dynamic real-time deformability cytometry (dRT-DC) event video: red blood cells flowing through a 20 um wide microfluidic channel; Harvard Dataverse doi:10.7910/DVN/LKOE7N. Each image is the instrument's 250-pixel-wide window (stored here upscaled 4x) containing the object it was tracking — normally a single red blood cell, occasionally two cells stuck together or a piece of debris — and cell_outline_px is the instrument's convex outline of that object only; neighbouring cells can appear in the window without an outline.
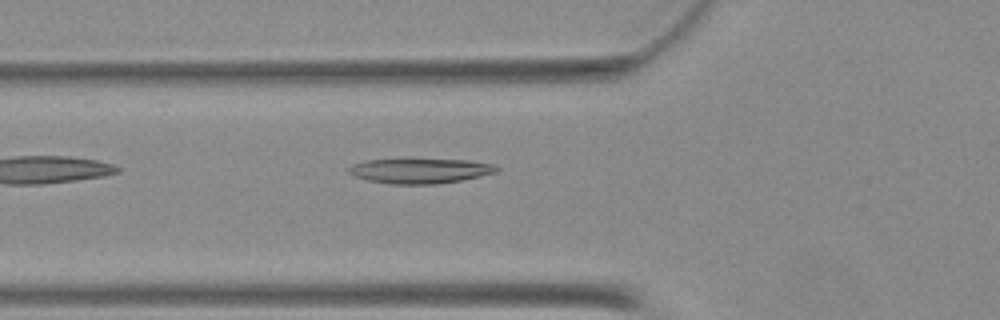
{"species": "Egyptian fruit bat (a non-hibernating species)", "species_latin": "Rousettus aegyptiacus", "temperature_condition": "warm", "stored_images_in_passage": 17, "camera_frame_rate_fps": 3000, "um_per_image_px": 0.085, "animal": {"sex": "female"}, "frame": {"image": 1, "passage_image": 2, "time_ms": 0.333, "image_size_px": [1000, 320], "cell_outline_px": [[500, 168], [496, 172], [480, 176], [460, 180], [436, 184], [388, 184], [368, 180], [356, 176], [348, 172], [348, 168], [352, 164], [368, 160], [468, 160], [496, 164]], "centroid_in_image_um": [35.73, 14.53], "position_along_channel_um": 90.1, "area_um2": 21.21}}
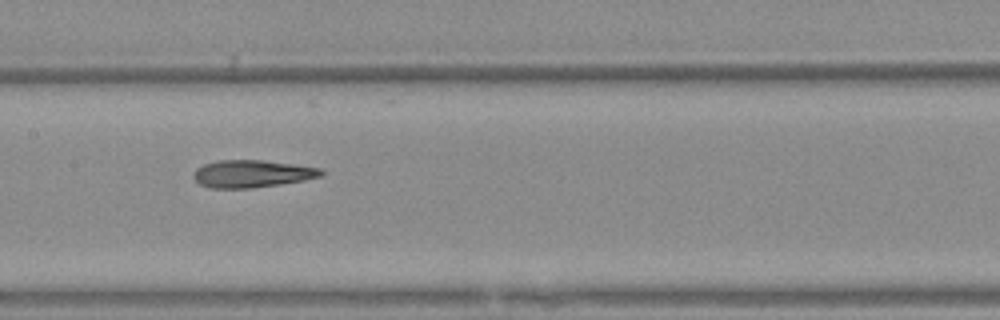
{"frame": {"image": 2, "passage_image": 9, "time_ms": 2.667, "image_size_px": [1000, 320], "cell_outline_px": [[324, 176], [304, 180], [280, 184], [252, 188], [212, 188], [200, 184], [192, 176], [196, 168], [204, 164], [220, 160], [264, 160], [320, 168], [324, 172]], "centroid_in_image_um": [21.43, 14.77], "position_along_channel_um": 186.0, "area_um2": 20.35}}
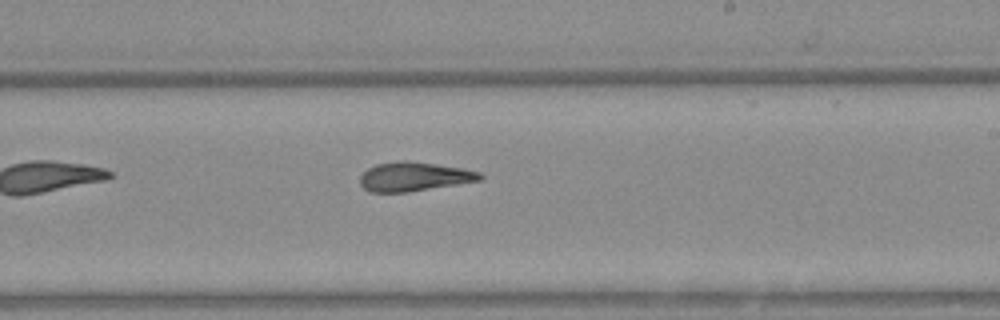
{"frame": {"image": 3, "passage_image": 14, "time_ms": 4.333, "image_size_px": [1000, 320], "cell_outline_px": [[484, 176], [480, 180], [408, 192], [368, 192], [360, 184], [360, 176], [368, 168], [376, 164], [400, 160], [404, 160], [436, 164], [464, 168], [480, 172]], "centroid_in_image_um": [35.18, 15.01], "position_along_channel_um": 253.8, "area_um2": 20.29}}